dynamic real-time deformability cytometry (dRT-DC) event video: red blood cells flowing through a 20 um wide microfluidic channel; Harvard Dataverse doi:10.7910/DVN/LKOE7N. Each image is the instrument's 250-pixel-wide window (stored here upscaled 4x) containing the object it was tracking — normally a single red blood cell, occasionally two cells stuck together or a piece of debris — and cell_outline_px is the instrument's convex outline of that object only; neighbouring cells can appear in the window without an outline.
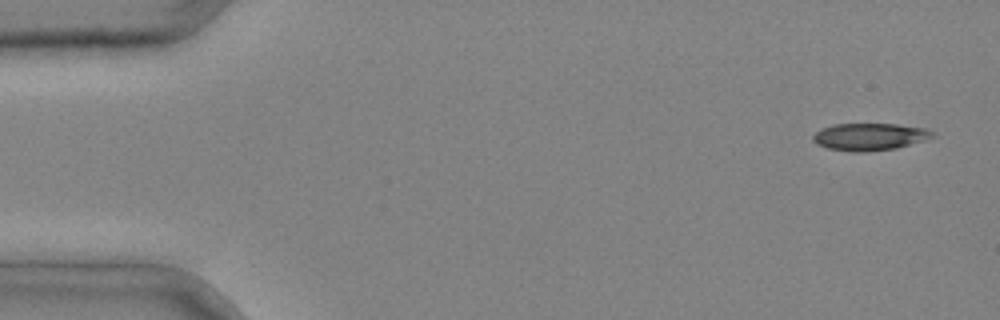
{"species": "common noctule bat (a hibernating species)", "species_latin": "Nyctalus noctula", "temperature_condition": "cold", "stored_images_in_passage": 4, "camera_frame_rate_fps": 3000, "um_per_image_px": 0.085, "animal": {"sex": "male", "body_mass_g": 20.4}, "frame": {"image": 1, "passage_image": 1, "time_ms": 0.0, "image_size_px": [1000, 320], "cell_outline_px": [[936, 136], [924, 140], [896, 148], [864, 152], [852, 152], [828, 148], [816, 144], [812, 140], [812, 136], [820, 128], [832, 124], [896, 124], [924, 128], [932, 132]], "centroid_in_image_um": [73.87, 11.62], "position_along_channel_um": 11.1, "area_um2": 18.96}}